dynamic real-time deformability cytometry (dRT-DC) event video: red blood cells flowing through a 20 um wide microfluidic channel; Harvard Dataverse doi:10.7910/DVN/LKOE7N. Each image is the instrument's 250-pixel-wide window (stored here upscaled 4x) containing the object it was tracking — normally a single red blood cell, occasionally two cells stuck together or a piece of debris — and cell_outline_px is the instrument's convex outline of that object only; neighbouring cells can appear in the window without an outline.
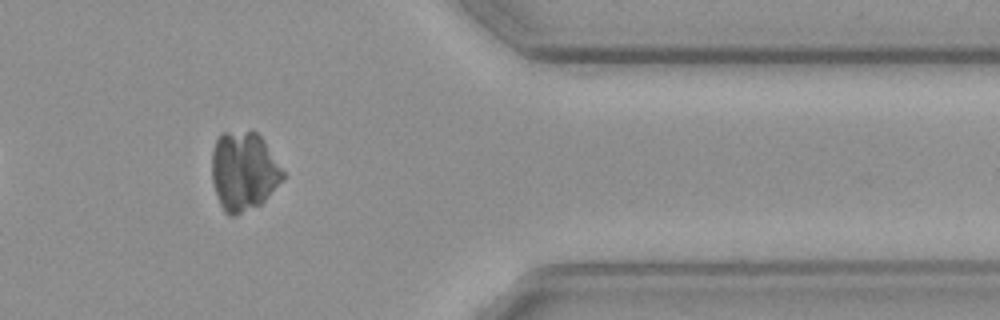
{"species": "common noctule bat (a hibernating species)", "species_latin": "Nyctalus noctula", "temperature_condition": "cold", "stored_images_in_passage": 40, "camera_frame_rate_fps": 3000, "um_per_image_px": 0.085, "animal": {"sex": "female", "body_mass_g": 19.3, "forearm_length_mm": 54.1}, "frame": {"image": 1, "passage_image": 31, "time_ms": 10.0, "image_size_px": [1000, 320], "cell_outline_px": [[284, 176], [264, 200], [260, 204], [236, 216], [228, 216], [224, 212], [220, 204], [212, 180], [212, 148], [220, 132], [256, 132], [264, 140], [284, 172]], "centroid_in_image_um": [20.68, 14.55], "position_along_channel_um": 390.7, "area_um2": 32.37}}